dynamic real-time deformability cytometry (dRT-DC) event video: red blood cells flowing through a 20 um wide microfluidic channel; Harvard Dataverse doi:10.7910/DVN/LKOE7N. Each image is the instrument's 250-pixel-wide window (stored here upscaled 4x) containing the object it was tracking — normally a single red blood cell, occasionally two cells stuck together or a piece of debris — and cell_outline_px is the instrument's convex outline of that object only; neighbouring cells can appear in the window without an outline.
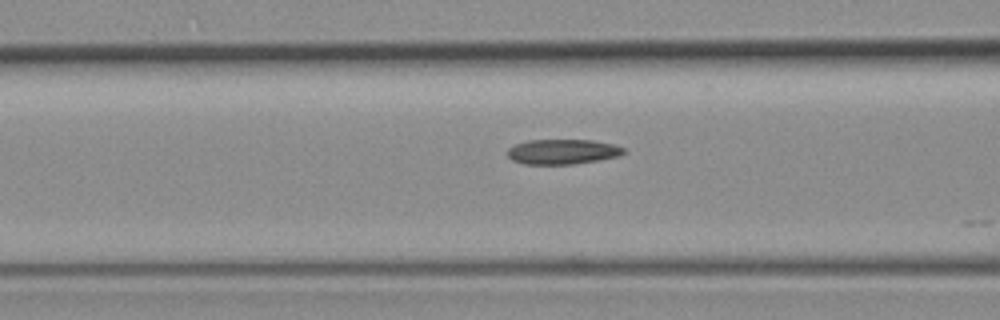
{"species": "common noctule bat (a hibernating species)", "species_latin": "Nyctalus noctula", "temperature_condition": "room temperature", "stored_images_in_passage": 27, "camera_frame_rate_fps": 3000, "um_per_image_px": 0.085, "animal": {"sex": "female", "body_mass_g": 19.3, "forearm_length_mm": 54.1}, "frame": {"image": 1, "passage_image": 4, "time_ms": 1.0, "image_size_px": [1000, 320], "cell_outline_px": [[624, 152], [620, 156], [572, 164], [524, 164], [512, 160], [508, 156], [508, 148], [516, 144], [528, 140], [592, 140], [616, 144], [624, 148]], "centroid_in_image_um": [47.82, 12.89], "position_along_channel_um": 118.8, "area_um2": 16.88}}
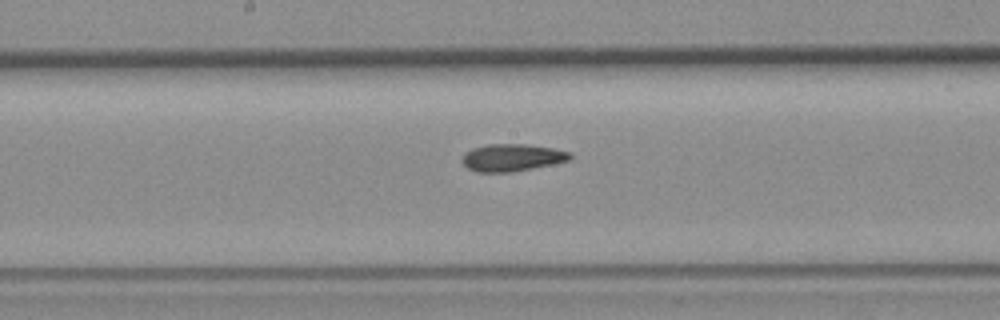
{"frame": {"image": 2, "passage_image": 11, "time_ms": 3.333, "image_size_px": [1000, 320], "cell_outline_px": [[572, 156], [568, 160], [552, 164], [512, 172], [476, 172], [468, 168], [460, 160], [464, 152], [472, 148], [488, 144], [524, 144], [552, 148], [572, 152]], "centroid_in_image_um": [43.48, 13.39], "position_along_channel_um": 204.7, "area_um2": 17.17}}
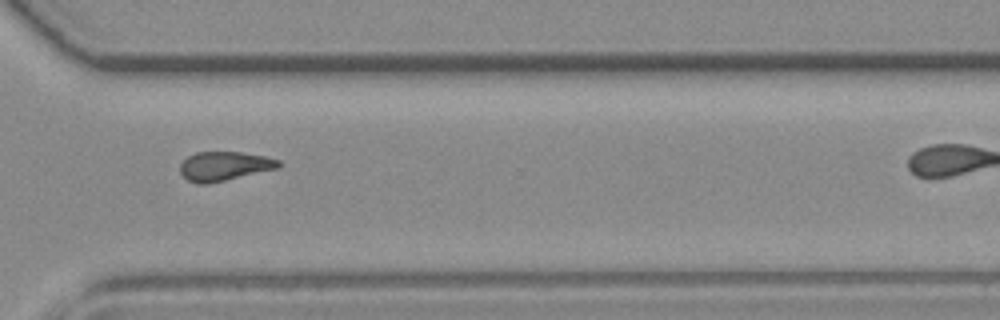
{"frame": {"image": 3, "passage_image": 23, "time_ms": 7.333, "image_size_px": [1000, 320], "cell_outline_px": [[280, 168], [208, 184], [196, 184], [188, 180], [180, 172], [180, 164], [188, 156], [196, 152], [240, 152], [264, 156], [280, 160]], "centroid_in_image_um": [19.07, 14.13], "position_along_channel_um": 351.5, "area_um2": 16.76}}